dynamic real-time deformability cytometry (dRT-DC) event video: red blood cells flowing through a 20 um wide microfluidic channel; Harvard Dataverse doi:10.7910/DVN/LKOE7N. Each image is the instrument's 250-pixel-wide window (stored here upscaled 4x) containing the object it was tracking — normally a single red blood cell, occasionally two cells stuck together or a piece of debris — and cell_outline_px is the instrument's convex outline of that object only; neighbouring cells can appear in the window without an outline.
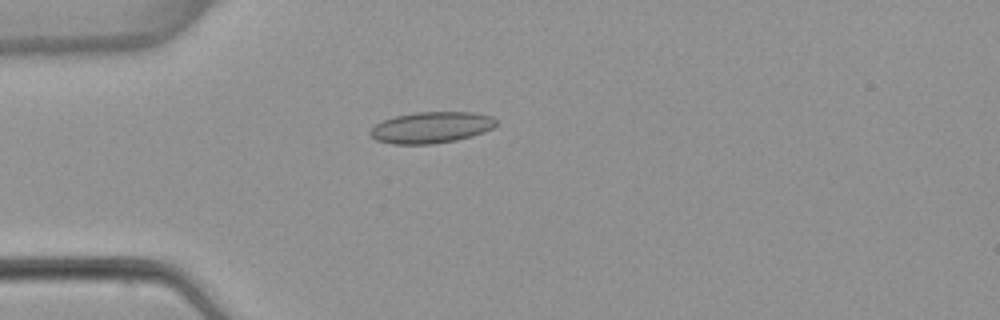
{"species": "common noctule bat (a hibernating species)", "species_latin": "Nyctalus noctula", "temperature_condition": "warm", "stored_images_in_passage": 4, "camera_frame_rate_fps": 3000, "um_per_image_px": 0.085, "animal": {"sex": "female", "body_mass_g": 22.7, "forearm_length_mm": 54.2}, "frame": {"image": 1, "passage_image": 4, "time_ms": 3.667, "image_size_px": [1000, 320], "cell_outline_px": [[496, 124], [492, 128], [484, 132], [472, 136], [456, 140], [432, 144], [392, 144], [376, 140], [368, 132], [376, 124], [384, 120], [396, 116], [416, 112], [472, 112], [492, 116], [496, 120]], "centroid_in_image_um": [36.66, 10.83], "position_along_channel_um": 48.3, "area_um2": 22.89}}